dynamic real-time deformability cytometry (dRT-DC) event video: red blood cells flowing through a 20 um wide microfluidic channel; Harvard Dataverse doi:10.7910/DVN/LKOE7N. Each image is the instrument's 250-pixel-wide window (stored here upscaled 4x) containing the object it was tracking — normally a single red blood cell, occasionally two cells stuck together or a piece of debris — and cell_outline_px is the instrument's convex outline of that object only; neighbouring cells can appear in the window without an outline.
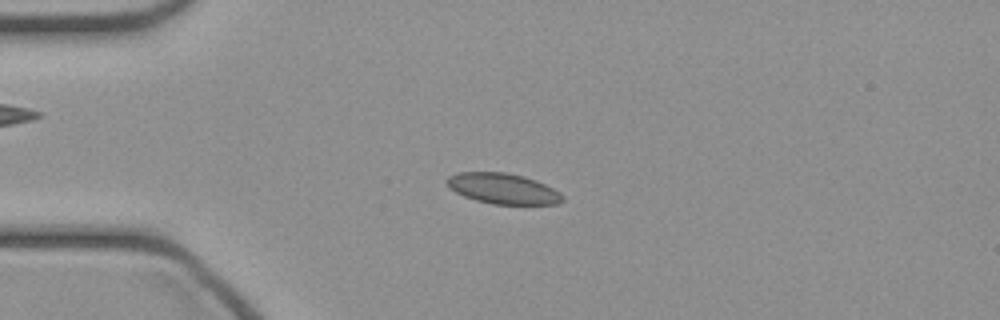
{"species": "common noctule bat (a hibernating species)", "species_latin": "Nyctalus noctula", "temperature_condition": "cold", "stored_images_in_passage": 48, "camera_frame_rate_fps": 3000, "um_per_image_px": 0.085, "animal": {"sex": "female", "body_mass_g": 21.9}, "frame": {"image": 1, "passage_image": 12, "time_ms": 3.667, "image_size_px": [1000, 320], "cell_outline_px": [[564, 200], [556, 204], [492, 204], [476, 200], [464, 196], [448, 188], [444, 180], [448, 176], [460, 172], [504, 172], [524, 176], [536, 180], [560, 192], [564, 196]], "centroid_in_image_um": [42.72, 16.02], "position_along_channel_um": 42.3, "area_um2": 20.69}}
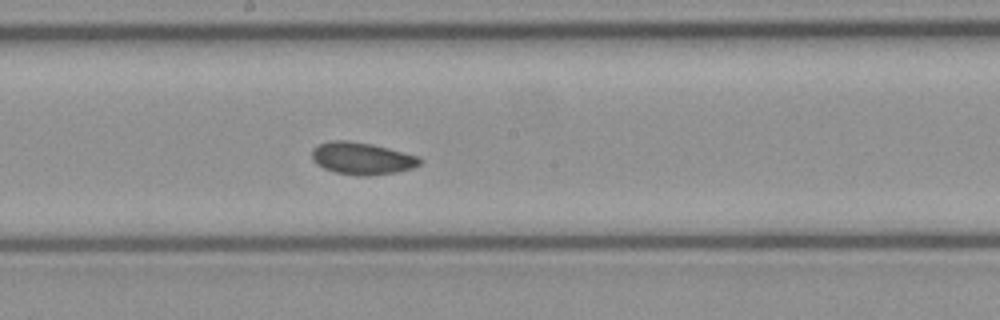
{"frame": {"image": 2, "passage_image": 26, "time_ms": 8.333, "image_size_px": [1000, 320], "cell_outline_px": [[424, 160], [420, 164], [412, 168], [396, 172], [368, 176], [356, 176], [336, 172], [324, 168], [316, 164], [312, 160], [312, 148], [316, 144], [328, 140], [348, 140], [372, 144], [420, 156]], "centroid_in_image_um": [30.75, 13.45], "position_along_channel_um": 217.5, "area_um2": 20.58}}
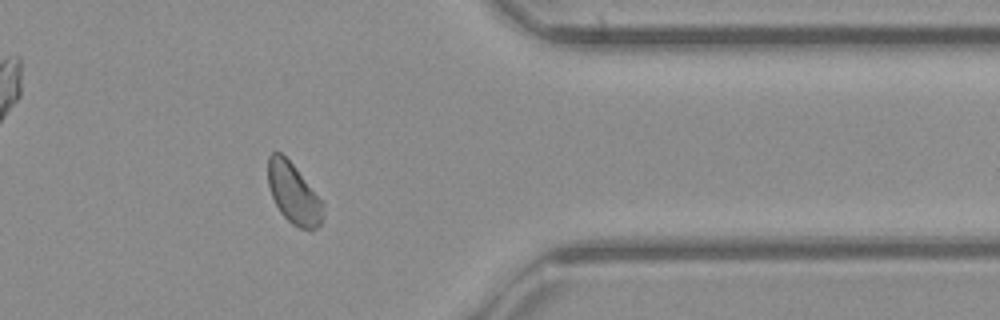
{"frame": {"image": 3, "passage_image": 39, "time_ms": 12.667, "image_size_px": [1000, 320], "cell_outline_px": [[324, 204], [320, 224], [316, 228], [300, 228], [292, 224], [280, 212], [272, 196], [268, 184], [268, 156], [272, 152], [280, 152], [292, 164]], "centroid_in_image_um": [24.92, 16.44], "position_along_channel_um": 386.5, "area_um2": 18.84}}